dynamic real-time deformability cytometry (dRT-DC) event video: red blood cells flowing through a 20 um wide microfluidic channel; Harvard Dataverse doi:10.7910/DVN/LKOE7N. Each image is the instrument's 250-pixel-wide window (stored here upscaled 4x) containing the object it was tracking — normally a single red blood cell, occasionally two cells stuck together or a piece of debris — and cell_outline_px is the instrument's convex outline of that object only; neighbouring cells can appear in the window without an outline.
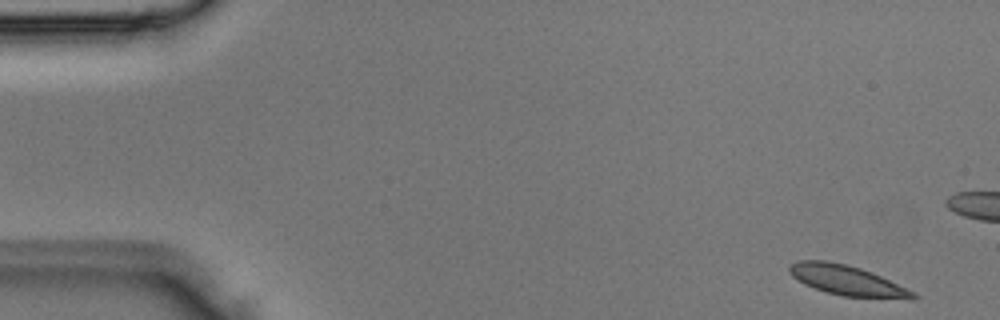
{"species": "Egyptian fruit bat (a non-hibernating species)", "species_latin": "Rousettus aegyptiacus", "temperature_condition": "room temperature", "stored_images_in_passage": 4, "camera_frame_rate_fps": 3000, "um_per_image_px": 0.085, "animal": {"sex": "male"}, "frame": {"image": 1, "passage_image": 1, "time_ms": 0.0, "image_size_px": [1000, 320], "cell_outline_px": [[920, 296], [916, 300], [912, 300], [840, 296], [804, 284], [792, 276], [788, 272], [788, 268], [796, 260], [828, 260], [848, 264], [872, 272], [916, 292]], "centroid_in_image_um": [72.07, 23.84], "position_along_channel_um": 12.9, "area_um2": 22.08}}